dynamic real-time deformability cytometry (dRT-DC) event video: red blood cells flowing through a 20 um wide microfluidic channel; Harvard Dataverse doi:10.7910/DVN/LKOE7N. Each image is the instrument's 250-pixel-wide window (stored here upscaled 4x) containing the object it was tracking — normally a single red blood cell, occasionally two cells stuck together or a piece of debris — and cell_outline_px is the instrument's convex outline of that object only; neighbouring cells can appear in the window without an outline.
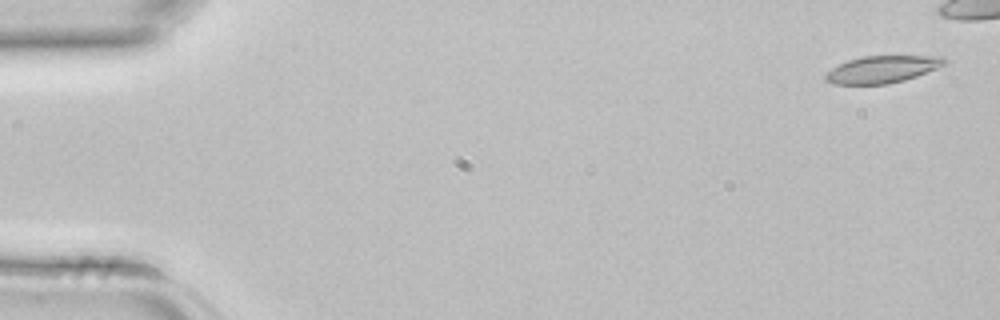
{"species": "common noctule bat (a hibernating species)", "species_latin": "Nyctalus noctula", "temperature_condition": "room temperature", "stored_images_in_passage": 4, "camera_frame_rate_fps": 3000, "um_per_image_px": 0.085, "animal": {"sex": "female", "body_mass_g": 22.7, "forearm_length_mm": 54.2}, "frame": {"image": 1, "passage_image": 1, "time_ms": 0.0, "image_size_px": [1000, 320], "cell_outline_px": [[948, 60], [944, 64], [936, 68], [916, 76], [904, 80], [888, 84], [832, 84], [824, 80], [824, 76], [832, 68], [848, 60], [864, 56], [944, 56]], "centroid_in_image_um": [74.98, 5.89], "position_along_channel_um": 10.0, "area_um2": 18.67}}